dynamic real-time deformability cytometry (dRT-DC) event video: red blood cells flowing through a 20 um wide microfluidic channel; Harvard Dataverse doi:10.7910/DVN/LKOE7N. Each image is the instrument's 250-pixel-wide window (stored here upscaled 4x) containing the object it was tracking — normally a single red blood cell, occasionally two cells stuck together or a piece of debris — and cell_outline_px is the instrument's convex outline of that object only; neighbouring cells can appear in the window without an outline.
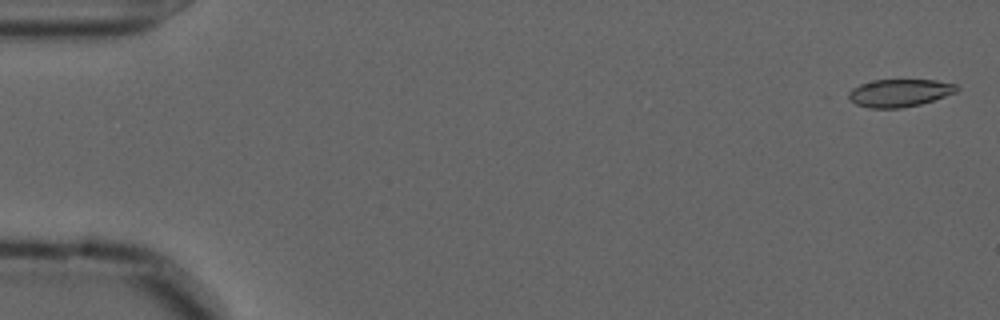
{"species": "common noctule bat (a hibernating species)", "species_latin": "Nyctalus noctula", "temperature_condition": "cold", "stored_images_in_passage": 57, "camera_frame_rate_fps": 3000, "um_per_image_px": 0.085, "animal": {"sex": "male", "forearm_length_mm": 52.5}, "frame": {"image": 1, "passage_image": 2, "time_ms": 0.333, "image_size_px": [1000, 320], "cell_outline_px": [[960, 88], [956, 92], [920, 104], [900, 108], [868, 108], [856, 104], [844, 96], [852, 88], [860, 84], [872, 80], [936, 80], [956, 84]], "centroid_in_image_um": [76.41, 7.89], "position_along_channel_um": 8.6, "area_um2": 17.51}}
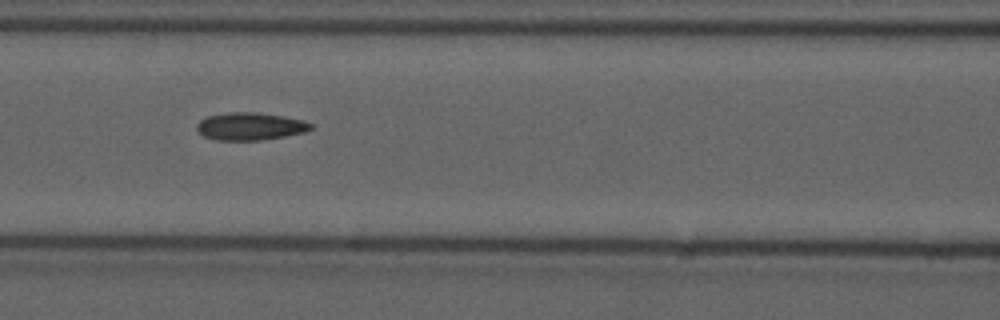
{"frame": {"image": 2, "passage_image": 25, "time_ms": 8.0, "image_size_px": [1000, 320], "cell_outline_px": [[312, 128], [304, 132], [284, 136], [260, 140], [216, 140], [204, 136], [196, 128], [196, 124], [200, 120], [208, 116], [228, 112], [256, 112], [304, 120], [312, 124]], "centroid_in_image_um": [21.24, 10.73], "position_along_channel_um": 145.4, "area_um2": 18.15}}
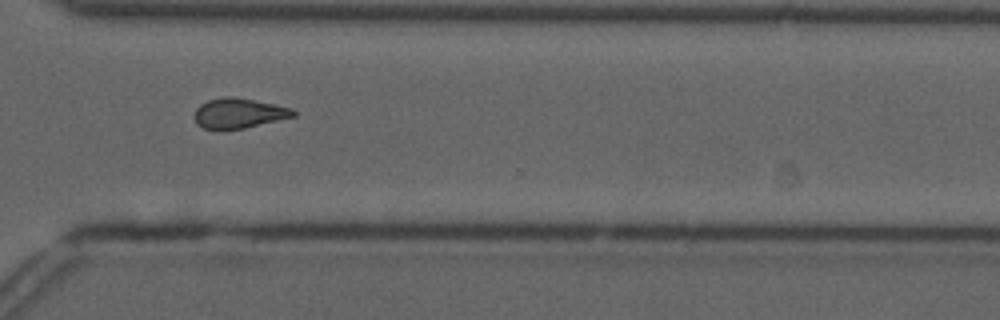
{"frame": {"image": 3, "passage_image": 42, "time_ms": 13.667, "image_size_px": [1000, 320], "cell_outline_px": [[296, 116], [244, 128], [204, 128], [196, 124], [192, 116], [196, 108], [200, 104], [208, 100], [224, 96], [228, 96], [252, 100], [292, 108], [296, 112]], "centroid_in_image_um": [20.26, 9.61], "position_along_channel_um": 350.3, "area_um2": 17.05}, "authors_computed_cell_mechanics": {"area_um2": 17.7446, "velocity_mm_per_s": 3.6238, "shape_relaxation_time_tau1_ms": null, "shape_relaxation_time_tau2_ms": 3.9517, "deformation_change_tau1": null, "deformation_change_tau2": 0.1017}}